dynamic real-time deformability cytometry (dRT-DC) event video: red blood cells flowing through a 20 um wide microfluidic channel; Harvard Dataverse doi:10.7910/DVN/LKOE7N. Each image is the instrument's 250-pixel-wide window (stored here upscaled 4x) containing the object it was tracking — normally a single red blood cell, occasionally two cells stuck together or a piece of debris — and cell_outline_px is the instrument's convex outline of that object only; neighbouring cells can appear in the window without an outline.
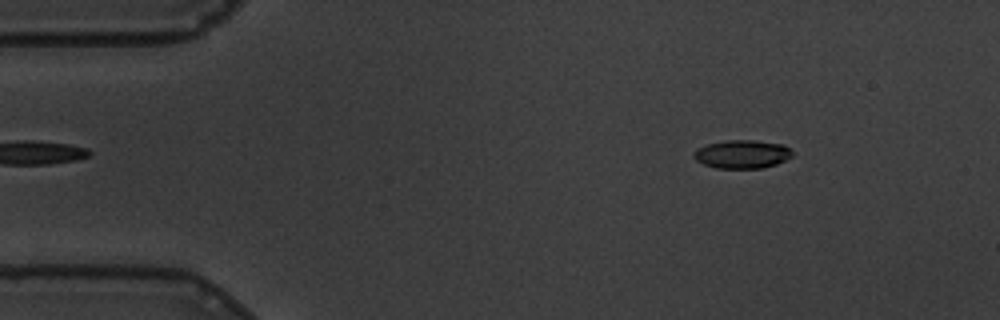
{"species": "common noctule bat (a hibernating species)", "species_latin": "Nyctalus noctula", "temperature_condition": "warm", "stored_images_in_passage": 56, "camera_frame_rate_fps": 3000, "um_per_image_px": 0.085, "animal": {"sex": "male", "body_mass_g": 19.5, "forearm_length_mm": 54.6}, "frame": {"image": 1, "passage_image": 6, "time_ms": 1.667, "image_size_px": [1000, 320], "cell_outline_px": [[792, 156], [776, 164], [764, 168], [716, 168], [704, 164], [696, 160], [692, 156], [700, 148], [708, 144], [724, 140], [756, 140], [784, 144], [792, 152]], "centroid_in_image_um": [63.1, 13.1], "position_along_channel_um": 21.9, "area_um2": 16.18}}
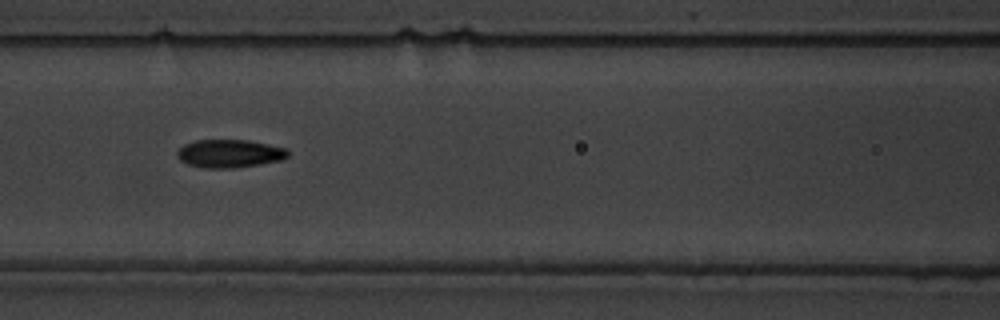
{"frame": {"image": 2, "passage_image": 23, "time_ms": 7.333, "image_size_px": [1000, 320], "cell_outline_px": [[288, 156], [284, 160], [236, 168], [204, 168], [188, 164], [180, 160], [176, 152], [184, 144], [196, 140], [248, 140], [268, 144], [284, 148], [288, 152]], "centroid_in_image_um": [19.51, 13.06], "position_along_channel_um": 147.1, "area_um2": 18.15}}
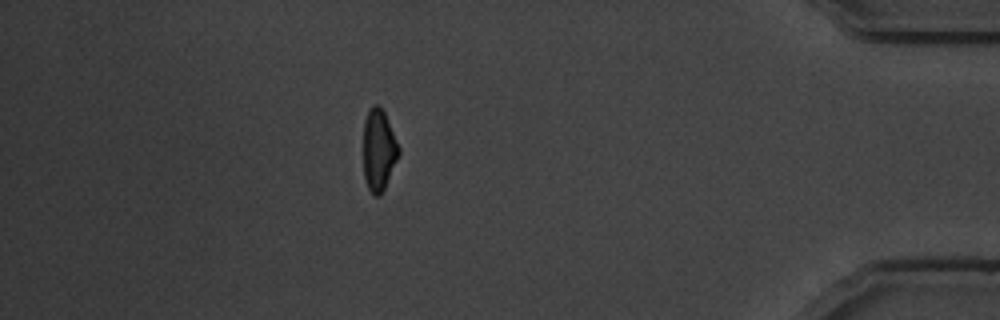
{"frame": {"image": 3, "passage_image": 49, "time_ms": 16.0, "image_size_px": [1000, 320], "cell_outline_px": [[400, 152], [384, 188], [380, 196], [376, 196], [368, 188], [364, 176], [364, 120], [368, 108], [372, 104], [380, 104], [384, 112], [400, 148]], "centroid_in_image_um": [32.18, 12.69], "position_along_channel_um": 403.0, "area_um2": 16.7}, "authors_computed_cell_mechanics": {"area_um2": 17.2244, "velocity_mm_per_s": 3.499, "shape_relaxation_time_tau1_ms": 3.0358, "shape_relaxation_time_tau2_ms": 2.8402, "deformation_change_tau1": 0.1532, "deformation_change_tau2": 0.0712}}